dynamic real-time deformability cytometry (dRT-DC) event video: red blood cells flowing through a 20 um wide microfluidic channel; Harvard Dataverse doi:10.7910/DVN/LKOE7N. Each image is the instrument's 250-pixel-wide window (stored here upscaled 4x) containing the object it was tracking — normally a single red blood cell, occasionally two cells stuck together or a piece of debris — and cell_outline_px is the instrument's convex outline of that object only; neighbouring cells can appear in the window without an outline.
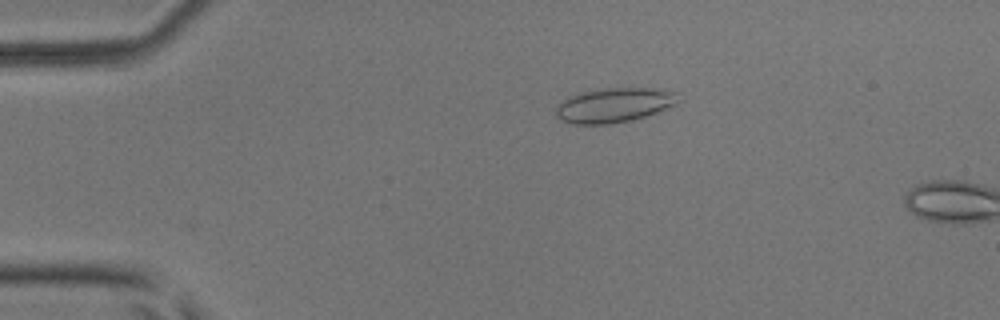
{"species": "common noctule bat (a hibernating species)", "species_latin": "Nyctalus noctula", "temperature_condition": "room temperature", "stored_images_in_passage": 7, "camera_frame_rate_fps": 3000, "um_per_image_px": 0.085, "animal": {"sex": "male", "body_mass_g": 17.9, "forearm_length_mm": 54.2}, "frame": {"image": 1, "passage_image": 5, "time_ms": 1.333, "image_size_px": [1000, 320], "cell_outline_px": [[680, 92], [676, 104], [656, 112], [632, 120], [608, 124], [572, 124], [556, 116], [556, 108], [568, 96], [580, 92], [596, 88], [656, 88]], "centroid_in_image_um": [52.21, 8.91], "position_along_channel_um": 32.8, "area_um2": 24.68}}